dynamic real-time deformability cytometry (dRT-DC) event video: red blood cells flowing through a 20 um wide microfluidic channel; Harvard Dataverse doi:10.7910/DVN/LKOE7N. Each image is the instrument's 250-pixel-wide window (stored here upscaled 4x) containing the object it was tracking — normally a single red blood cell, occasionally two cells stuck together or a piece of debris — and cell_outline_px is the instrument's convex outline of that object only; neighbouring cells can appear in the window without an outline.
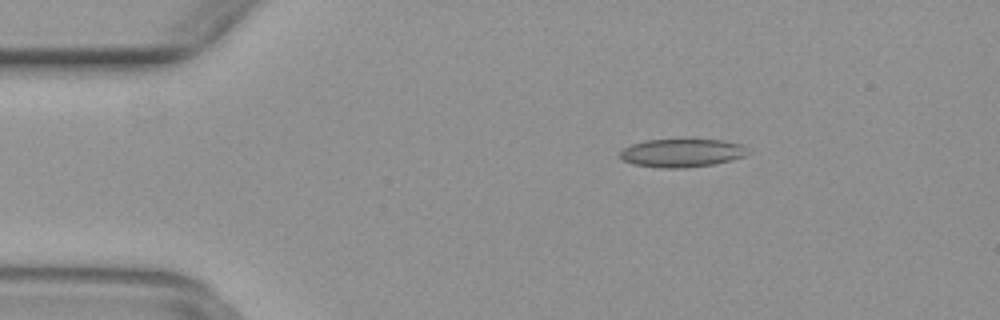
{"species": "common noctule bat (a hibernating species)", "species_latin": "Nyctalus noctula", "temperature_condition": "warm", "stored_images_in_passage": 50, "camera_frame_rate_fps": 3000, "um_per_image_px": 0.085, "animal": {"sex": "female", "body_mass_g": 29.2, "forearm_length_mm": 56.3}, "frame": {"image": 1, "passage_image": 9, "time_ms": 2.667, "image_size_px": [1000, 320], "cell_outline_px": [[748, 152], [744, 156], [732, 160], [712, 164], [684, 168], [660, 168], [632, 164], [624, 160], [620, 156], [620, 152], [624, 148], [632, 144], [644, 140], [684, 136], [724, 140], [740, 144]], "centroid_in_image_um": [57.94, 12.94], "position_along_channel_um": 27.1, "area_um2": 21.96}}
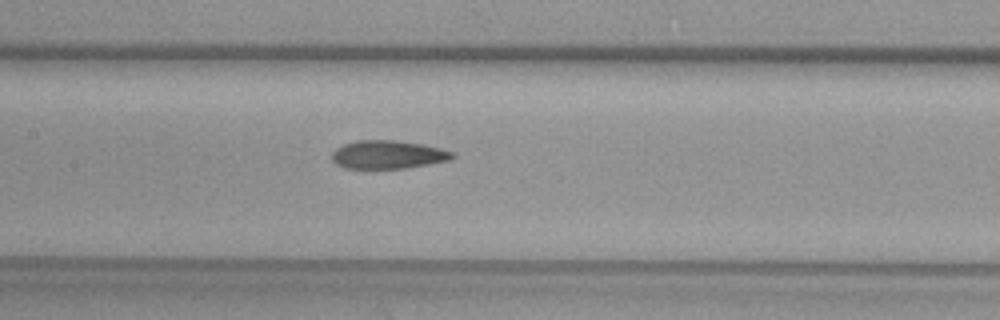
{"frame": {"image": 2, "passage_image": 24, "time_ms": 7.667, "image_size_px": [1000, 320], "cell_outline_px": [[456, 156], [452, 160], [408, 168], [344, 168], [336, 164], [332, 160], [332, 152], [336, 148], [344, 144], [356, 140], [396, 140], [424, 144], [456, 152]], "centroid_in_image_um": [33.03, 13.14], "position_along_channel_um": 174.4, "area_um2": 20.17}}
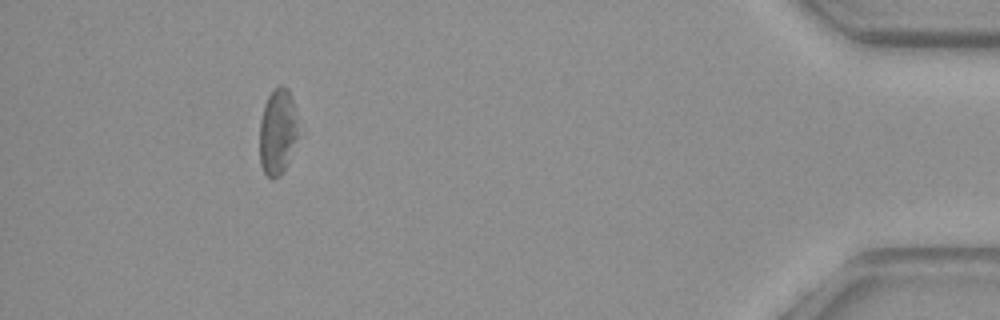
{"frame": {"image": 3, "passage_image": 46, "time_ms": 15.0, "image_size_px": [1000, 320], "cell_outline_px": [[296, 136], [288, 160], [280, 176], [272, 180], [264, 172], [260, 164], [260, 120], [264, 104], [268, 96], [280, 84], [284, 84], [288, 88], [292, 100], [296, 128]], "centroid_in_image_um": [23.54, 11.19], "position_along_channel_um": 411.7, "area_um2": 18.73}}